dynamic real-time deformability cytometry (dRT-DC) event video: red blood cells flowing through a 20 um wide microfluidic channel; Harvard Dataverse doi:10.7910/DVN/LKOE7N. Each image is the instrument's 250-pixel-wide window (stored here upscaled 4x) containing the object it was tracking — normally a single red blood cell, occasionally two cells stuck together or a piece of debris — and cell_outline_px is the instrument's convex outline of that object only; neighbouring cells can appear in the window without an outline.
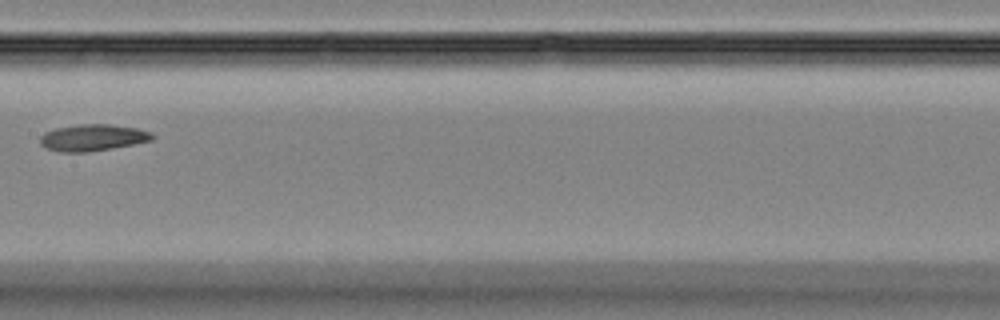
{"species": "Egyptian fruit bat (a non-hibernating species)", "species_latin": "Rousettus aegyptiacus", "temperature_condition": "room temperature", "stored_images_in_passage": 8, "camera_frame_rate_fps": 3000, "um_per_image_px": 0.085, "animal": {"sex": "female"}, "frame": {"image": 1, "passage_image": 8, "time_ms": 8.333, "image_size_px": [1000, 320], "cell_outline_px": [[156, 136], [152, 140], [112, 148], [88, 152], [60, 152], [48, 148], [40, 144], [40, 136], [44, 132], [56, 128], [80, 124], [108, 124], [136, 128], [152, 132]], "centroid_in_image_um": [7.88, 11.69], "position_along_channel_um": 199.5, "area_um2": 17.34}}